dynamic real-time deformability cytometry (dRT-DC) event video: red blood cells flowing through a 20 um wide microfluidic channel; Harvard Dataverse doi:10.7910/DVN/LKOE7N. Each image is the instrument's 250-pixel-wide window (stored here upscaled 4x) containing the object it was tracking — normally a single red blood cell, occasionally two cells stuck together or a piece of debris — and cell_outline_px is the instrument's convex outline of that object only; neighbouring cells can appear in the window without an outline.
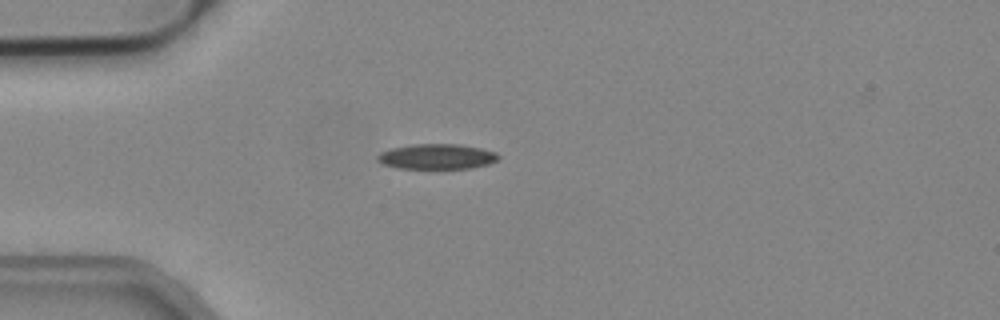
{"species": "common noctule bat (a hibernating species)", "species_latin": "Nyctalus noctula", "temperature_condition": "cold", "stored_images_in_passage": 39, "camera_frame_rate_fps": 3000, "um_per_image_px": 0.085, "animal": {"sex": "male", "body_mass_g": 19.2, "forearm_length_mm": 51.8}, "frame": {"image": 1, "passage_image": 1, "time_ms": 0.0, "image_size_px": [1000, 320], "cell_outline_px": [[500, 156], [496, 160], [488, 164], [472, 168], [396, 168], [384, 164], [376, 160], [376, 156], [380, 152], [392, 148], [416, 144], [460, 144], [480, 148], [496, 152]], "centroid_in_image_um": [37.12, 13.3], "position_along_channel_um": 47.9, "area_um2": 17.69}}
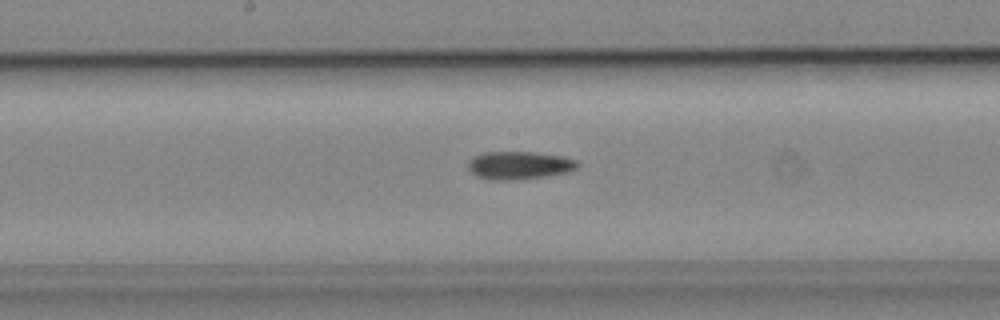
{"frame": {"image": 2, "passage_image": 14, "time_ms": 4.333, "image_size_px": [1000, 320], "cell_outline_px": [[580, 164], [576, 168], [568, 172], [548, 176], [512, 180], [492, 180], [476, 176], [468, 168], [468, 160], [472, 156], [484, 152], [532, 152], [564, 156], [576, 160]], "centroid_in_image_um": [44.12, 14.05], "position_along_channel_um": 204.1, "area_um2": 17.98}}
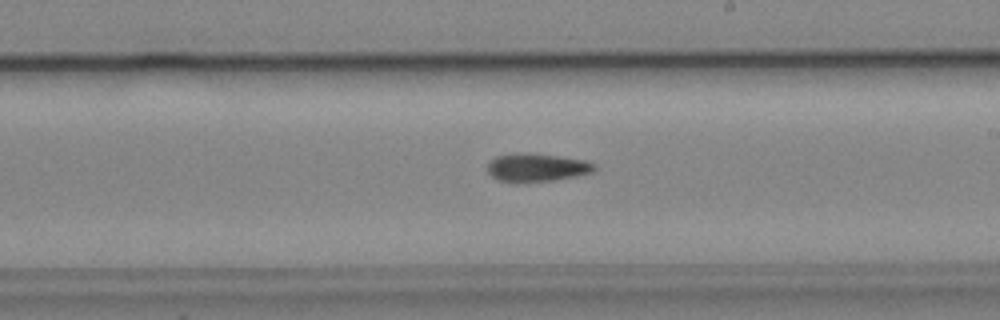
{"frame": {"image": 3, "passage_image": 17, "time_ms": 5.333, "image_size_px": [1000, 320], "cell_outline_px": [[596, 168], [592, 172], [556, 180], [516, 184], [512, 184], [496, 180], [488, 172], [488, 164], [496, 156], [524, 152], [528, 152], [584, 160], [596, 164]], "centroid_in_image_um": [45.58, 14.27], "position_along_channel_um": 243.4, "area_um2": 17.86}}